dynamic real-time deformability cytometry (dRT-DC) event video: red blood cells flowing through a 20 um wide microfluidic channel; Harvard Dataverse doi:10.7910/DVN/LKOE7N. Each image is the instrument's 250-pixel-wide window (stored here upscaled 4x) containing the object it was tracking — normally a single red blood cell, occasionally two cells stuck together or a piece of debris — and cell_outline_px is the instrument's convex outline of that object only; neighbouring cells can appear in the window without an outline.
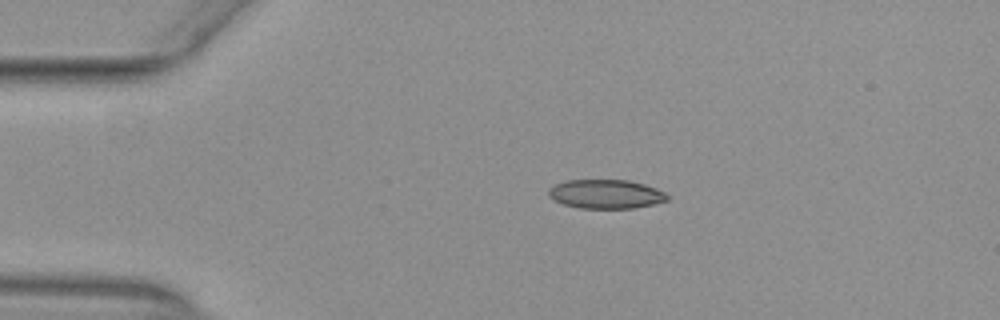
{"species": "common noctule bat (a hibernating species)", "species_latin": "Nyctalus noctula", "temperature_condition": "warm", "stored_images_in_passage": 53, "camera_frame_rate_fps": 3000, "um_per_image_px": 0.085, "animal": {"sex": "female", "body_mass_g": 29.2, "forearm_length_mm": 56.3}, "frame": {"image": 1, "passage_image": 11, "time_ms": 3.333, "image_size_px": [1000, 320], "cell_outline_px": [[668, 200], [636, 208], [580, 208], [564, 204], [552, 200], [548, 196], [548, 192], [556, 184], [568, 180], [628, 180], [644, 184], [656, 188], [664, 192], [668, 196]], "centroid_in_image_um": [51.5, 16.5], "position_along_channel_um": 33.5, "area_um2": 19.94}}
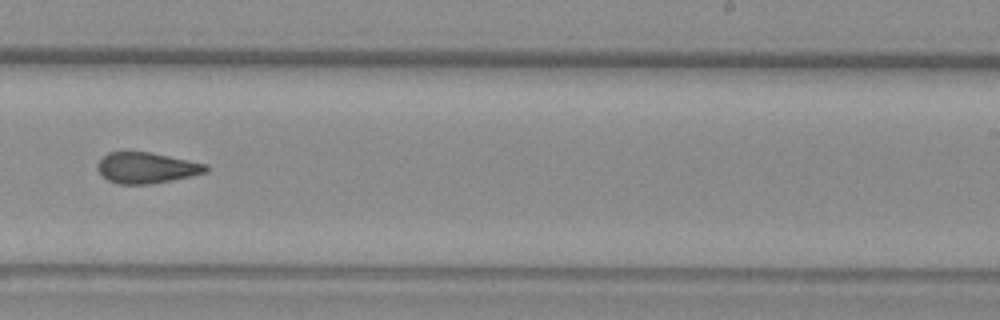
{"frame": {"image": 2, "passage_image": 33, "time_ms": 10.667, "image_size_px": [1000, 320], "cell_outline_px": [[208, 172], [192, 176], [152, 184], [120, 184], [108, 180], [96, 168], [96, 164], [108, 152], [148, 152], [208, 164]], "centroid_in_image_um": [12.47, 14.27], "position_along_channel_um": 276.5, "area_um2": 19.42}}
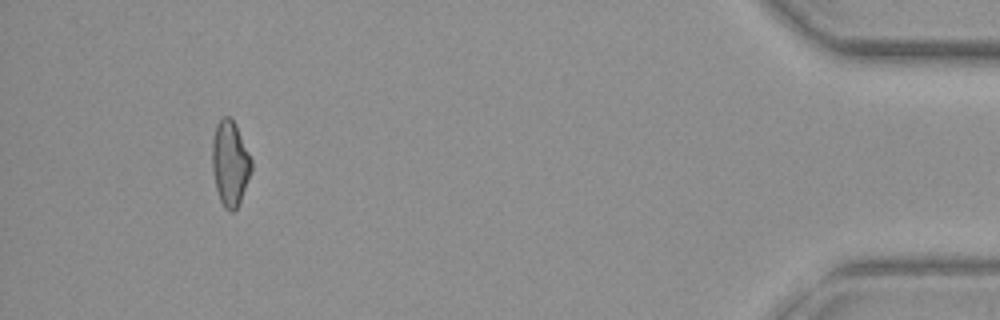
{"frame": {"image": 3, "passage_image": 49, "time_ms": 16.0, "image_size_px": [1000, 320], "cell_outline_px": [[252, 168], [240, 200], [236, 208], [232, 212], [228, 212], [224, 208], [220, 200], [216, 188], [212, 168], [212, 140], [216, 124], [224, 116], [228, 116], [236, 124], [252, 160]], "centroid_in_image_um": [19.54, 13.87], "position_along_channel_um": 415.7, "area_um2": 19.31}, "authors_computed_cell_mechanics": {"area_um2": 19.941, "velocity_mm_per_s": 3.942, "shape_relaxation_time_tau1_ms": null, "shape_relaxation_time_tau2_ms": 2.2815, "deformation_change_tau1": null, "deformation_change_tau2": 0.0916}}